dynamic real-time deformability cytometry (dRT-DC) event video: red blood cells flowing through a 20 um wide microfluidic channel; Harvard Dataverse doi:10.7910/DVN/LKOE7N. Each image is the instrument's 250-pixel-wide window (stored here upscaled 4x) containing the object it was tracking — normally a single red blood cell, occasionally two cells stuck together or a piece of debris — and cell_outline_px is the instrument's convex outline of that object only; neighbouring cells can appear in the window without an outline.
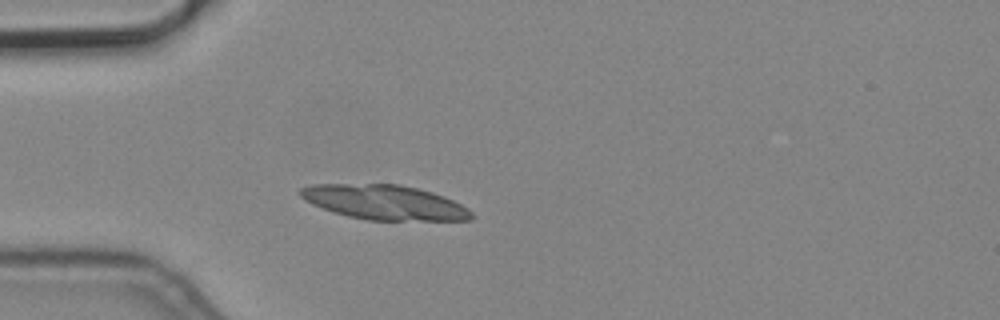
{"species": "common noctule bat (a hibernating species)", "species_latin": "Nyctalus noctula", "temperature_condition": "cold", "stored_images_in_passage": 3, "camera_frame_rate_fps": 3000, "um_per_image_px": 0.085, "animal": {"sex": "male", "body_mass_g": 19.2, "forearm_length_mm": 51.8}, "frame": {"image": 1, "passage_image": 3, "time_ms": 0.667, "image_size_px": [1000, 320], "cell_outline_px": [[476, 216], [472, 220], [368, 220], [348, 216], [332, 212], [312, 204], [304, 200], [296, 192], [300, 188], [312, 184], [400, 184], [432, 192], [444, 196], [468, 208]], "centroid_in_image_um": [32.66, 17.19], "position_along_channel_um": 52.3, "area_um2": 34.74}}